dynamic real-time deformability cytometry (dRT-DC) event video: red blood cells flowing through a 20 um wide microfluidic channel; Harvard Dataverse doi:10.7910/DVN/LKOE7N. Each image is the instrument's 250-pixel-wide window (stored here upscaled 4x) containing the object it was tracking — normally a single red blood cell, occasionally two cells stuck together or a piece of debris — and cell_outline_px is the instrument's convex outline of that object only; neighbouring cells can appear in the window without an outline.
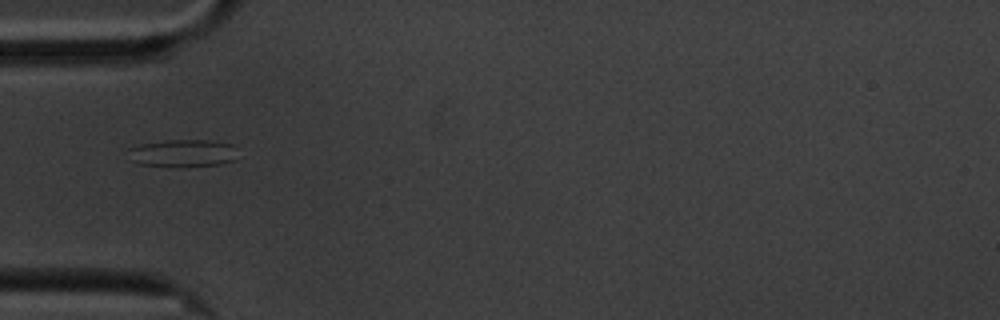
{"species": "common noctule bat (a hibernating species)", "species_latin": "Nyctalus noctula", "temperature_condition": "cold", "stored_images_in_passage": 41, "camera_frame_rate_fps": 3000, "um_per_image_px": 0.085, "animal": {"sex": "male", "body_mass_g": 20.1, "forearm_length_mm": 53.5}, "frame": {"image": 1, "passage_image": 1, "time_ms": 0.0, "image_size_px": [1000, 320], "cell_outline_px": [[236, 160], [220, 164], [140, 164], [128, 160], [128, 148], [140, 144], [168, 140], [204, 140], [232, 144]], "centroid_in_image_um": [15.48, 12.97], "position_along_channel_um": 69.5, "area_um2": 16.65}}
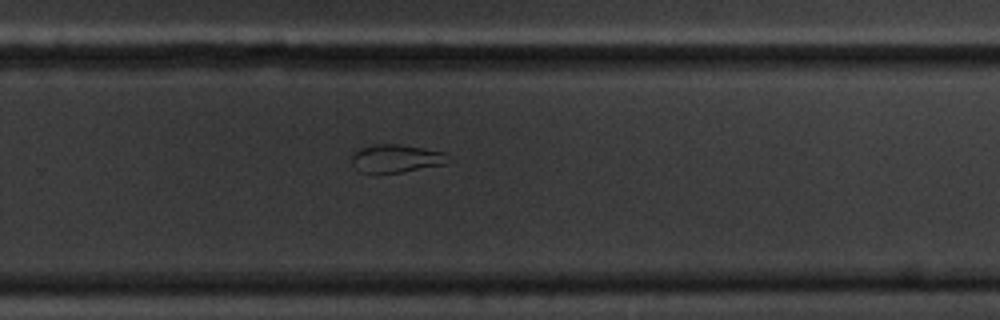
{"frame": {"image": 2, "passage_image": 21, "time_ms": 6.667, "image_size_px": [1000, 320], "cell_outline_px": [[444, 164], [400, 172], [372, 176], [360, 172], [352, 164], [352, 156], [360, 148], [372, 144], [400, 144], [424, 148], [444, 152]], "centroid_in_image_um": [33.54, 13.5], "position_along_channel_um": 296.3, "area_um2": 15.84}}
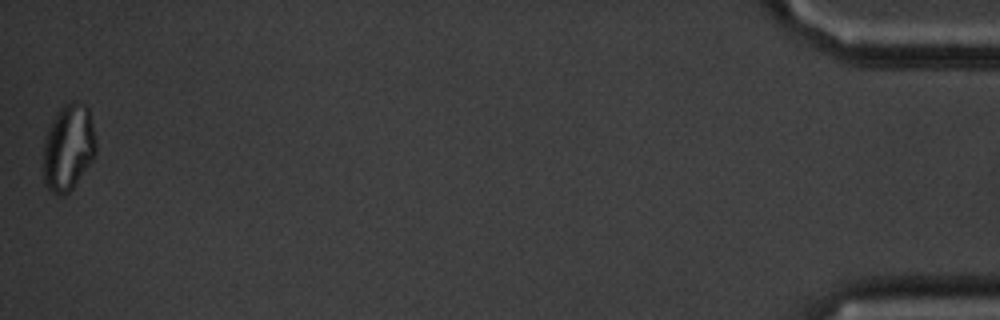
{"frame": {"image": 3, "passage_image": 41, "time_ms": 13.333, "image_size_px": [1000, 320], "cell_outline_px": [[96, 152], [92, 160], [72, 188], [64, 196], [60, 196], [52, 192], [44, 184], [44, 140], [52, 120], [56, 112], [64, 104], [72, 100], [76, 100], [84, 104], [88, 108], [96, 140]], "centroid_in_image_um": [5.81, 12.51], "position_along_channel_um": 429.4, "area_um2": 26.47}, "authors_computed_cell_mechanics": {"area_um2": 16.9354, "velocity_mm_per_s": 3.3917, "shape_relaxation_time_tau1_ms": null, "shape_relaxation_time_tau2_ms": 2.186, "deformation_change_tau1": null, "deformation_change_tau2": 0.0802}}